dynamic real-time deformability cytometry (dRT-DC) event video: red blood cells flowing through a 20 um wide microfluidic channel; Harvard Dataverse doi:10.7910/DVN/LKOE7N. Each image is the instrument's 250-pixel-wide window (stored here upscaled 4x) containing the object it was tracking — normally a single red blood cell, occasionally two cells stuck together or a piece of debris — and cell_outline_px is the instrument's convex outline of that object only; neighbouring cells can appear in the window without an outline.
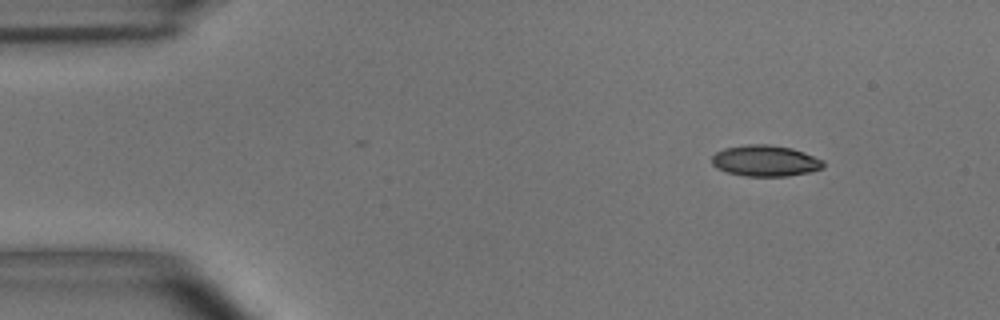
{"species": "common noctule bat (a hibernating species)", "species_latin": "Nyctalus noctula", "temperature_condition": "room temperature", "stored_images_in_passage": 49, "camera_frame_rate_fps": 3000, "um_per_image_px": 0.085, "animal": {"sex": "male", "body_mass_g": 15.6}, "frame": {"image": 1, "passage_image": 1, "time_ms": 0.0, "image_size_px": [1000, 320], "cell_outline_px": [[824, 168], [808, 172], [788, 176], [744, 176], [728, 172], [716, 168], [712, 164], [712, 156], [716, 152], [724, 148], [748, 144], [768, 144], [792, 148], [804, 152], [824, 160]], "centroid_in_image_um": [65.05, 13.66], "position_along_channel_um": 19.9, "area_um2": 20.29}}
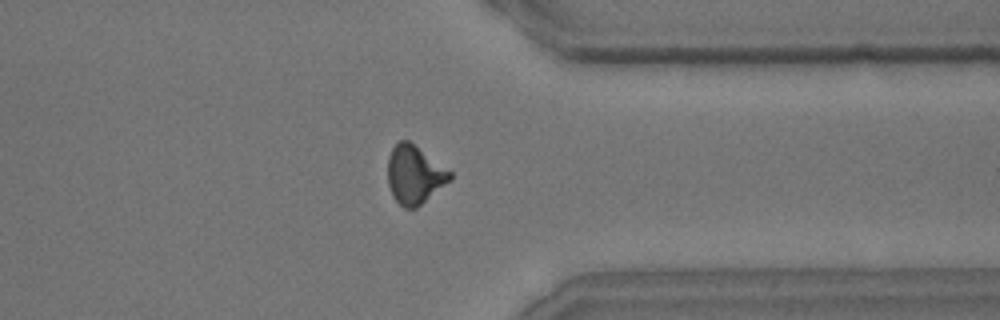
{"frame": {"image": 2, "passage_image": 37, "time_ms": 12.0, "image_size_px": [1000, 320], "cell_outline_px": [[452, 180], [416, 208], [404, 208], [392, 196], [388, 184], [388, 156], [392, 148], [400, 140], [408, 140], [452, 172]], "centroid_in_image_um": [35.23, 14.86], "position_along_channel_um": 376.2, "area_um2": 21.1}}
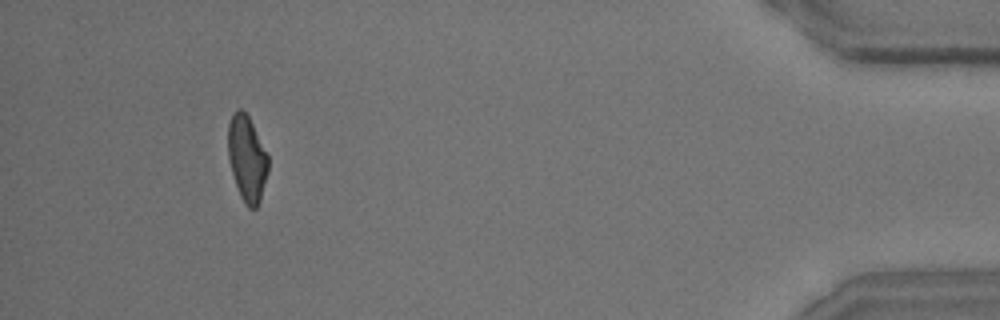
{"frame": {"image": 3, "passage_image": 45, "time_ms": 14.667, "image_size_px": [1000, 320], "cell_outline_px": [[268, 172], [260, 200], [256, 208], [248, 208], [244, 204], [240, 196], [232, 172], [228, 156], [228, 124], [232, 112], [236, 108], [240, 108], [248, 116], [268, 156]], "centroid_in_image_um": [20.98, 13.47], "position_along_channel_um": 414.2, "area_um2": 19.94}, "authors_computed_cell_mechanics": {"area_um2": 20.6924, "velocity_mm_per_s": 3.6754, "shape_relaxation_time_tau1_ms": 4.8059, "shape_relaxation_time_tau2_ms": 2.5625, "deformation_change_tau1": 0.1613, "deformation_change_tau2": 0.0936}}